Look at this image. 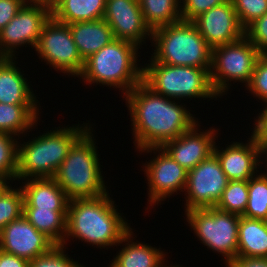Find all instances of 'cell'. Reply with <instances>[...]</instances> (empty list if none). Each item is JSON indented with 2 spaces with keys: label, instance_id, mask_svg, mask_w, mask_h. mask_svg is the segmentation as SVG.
<instances>
[{
  "label": "cell",
  "instance_id": "6da1fadb",
  "mask_svg": "<svg viewBox=\"0 0 267 267\" xmlns=\"http://www.w3.org/2000/svg\"><path fill=\"white\" fill-rule=\"evenodd\" d=\"M126 97V98H125ZM131 114L138 151L162 147L188 131L197 121L179 102L157 94L140 82L124 96ZM173 100V101H171Z\"/></svg>",
  "mask_w": 267,
  "mask_h": 267
},
{
  "label": "cell",
  "instance_id": "7a4b0ae2",
  "mask_svg": "<svg viewBox=\"0 0 267 267\" xmlns=\"http://www.w3.org/2000/svg\"><path fill=\"white\" fill-rule=\"evenodd\" d=\"M119 214L109 193L97 198L69 200L65 241L73 237L72 240L78 238L100 248L120 245L131 227Z\"/></svg>",
  "mask_w": 267,
  "mask_h": 267
},
{
  "label": "cell",
  "instance_id": "3957f363",
  "mask_svg": "<svg viewBox=\"0 0 267 267\" xmlns=\"http://www.w3.org/2000/svg\"><path fill=\"white\" fill-rule=\"evenodd\" d=\"M91 128L74 142L53 176L69 200L97 198L108 193Z\"/></svg>",
  "mask_w": 267,
  "mask_h": 267
},
{
  "label": "cell",
  "instance_id": "277c9868",
  "mask_svg": "<svg viewBox=\"0 0 267 267\" xmlns=\"http://www.w3.org/2000/svg\"><path fill=\"white\" fill-rule=\"evenodd\" d=\"M138 50L134 43L114 39L84 61L79 77L84 83L120 88L125 96L142 82L143 66L136 64Z\"/></svg>",
  "mask_w": 267,
  "mask_h": 267
},
{
  "label": "cell",
  "instance_id": "5b68a950",
  "mask_svg": "<svg viewBox=\"0 0 267 267\" xmlns=\"http://www.w3.org/2000/svg\"><path fill=\"white\" fill-rule=\"evenodd\" d=\"M89 127L57 128L18 144L17 180L53 178L71 146Z\"/></svg>",
  "mask_w": 267,
  "mask_h": 267
},
{
  "label": "cell",
  "instance_id": "8992f818",
  "mask_svg": "<svg viewBox=\"0 0 267 267\" xmlns=\"http://www.w3.org/2000/svg\"><path fill=\"white\" fill-rule=\"evenodd\" d=\"M155 50L151 58L174 66L210 68L212 48L191 21H179L152 30Z\"/></svg>",
  "mask_w": 267,
  "mask_h": 267
},
{
  "label": "cell",
  "instance_id": "52a82bcc",
  "mask_svg": "<svg viewBox=\"0 0 267 267\" xmlns=\"http://www.w3.org/2000/svg\"><path fill=\"white\" fill-rule=\"evenodd\" d=\"M142 82L169 99L217 98L210 80V68L174 66L157 63L152 58L144 64Z\"/></svg>",
  "mask_w": 267,
  "mask_h": 267
},
{
  "label": "cell",
  "instance_id": "ba28073f",
  "mask_svg": "<svg viewBox=\"0 0 267 267\" xmlns=\"http://www.w3.org/2000/svg\"><path fill=\"white\" fill-rule=\"evenodd\" d=\"M186 220L201 243L224 257L227 266L237 257L240 215L216 207L185 212Z\"/></svg>",
  "mask_w": 267,
  "mask_h": 267
},
{
  "label": "cell",
  "instance_id": "9c48e42d",
  "mask_svg": "<svg viewBox=\"0 0 267 267\" xmlns=\"http://www.w3.org/2000/svg\"><path fill=\"white\" fill-rule=\"evenodd\" d=\"M262 53L245 36L240 40L212 49L210 80L220 97L229 89V80L248 85ZM227 82V83H226Z\"/></svg>",
  "mask_w": 267,
  "mask_h": 267
},
{
  "label": "cell",
  "instance_id": "30bf717a",
  "mask_svg": "<svg viewBox=\"0 0 267 267\" xmlns=\"http://www.w3.org/2000/svg\"><path fill=\"white\" fill-rule=\"evenodd\" d=\"M39 59L46 61L56 71L79 77L83 71L82 60L70 28L52 16L45 23L35 47Z\"/></svg>",
  "mask_w": 267,
  "mask_h": 267
},
{
  "label": "cell",
  "instance_id": "8fae6325",
  "mask_svg": "<svg viewBox=\"0 0 267 267\" xmlns=\"http://www.w3.org/2000/svg\"><path fill=\"white\" fill-rule=\"evenodd\" d=\"M228 178L213 153L195 168L188 171L185 187V212L212 208L217 205L228 185Z\"/></svg>",
  "mask_w": 267,
  "mask_h": 267
},
{
  "label": "cell",
  "instance_id": "7c38bea8",
  "mask_svg": "<svg viewBox=\"0 0 267 267\" xmlns=\"http://www.w3.org/2000/svg\"><path fill=\"white\" fill-rule=\"evenodd\" d=\"M51 16V10L45 4L26 2L0 31V57H15V50L22 45L35 48Z\"/></svg>",
  "mask_w": 267,
  "mask_h": 267
},
{
  "label": "cell",
  "instance_id": "4fadbf2b",
  "mask_svg": "<svg viewBox=\"0 0 267 267\" xmlns=\"http://www.w3.org/2000/svg\"><path fill=\"white\" fill-rule=\"evenodd\" d=\"M140 151L148 153L158 151L159 153L152 158L153 160L144 164L145 170L143 171L146 172L148 180V204H151L150 206L158 205L166 197H170L177 191L185 190L188 172L171 158L162 147H150Z\"/></svg>",
  "mask_w": 267,
  "mask_h": 267
},
{
  "label": "cell",
  "instance_id": "5bb4252c",
  "mask_svg": "<svg viewBox=\"0 0 267 267\" xmlns=\"http://www.w3.org/2000/svg\"><path fill=\"white\" fill-rule=\"evenodd\" d=\"M191 22L212 49L234 43L245 36L232 0L212 7Z\"/></svg>",
  "mask_w": 267,
  "mask_h": 267
},
{
  "label": "cell",
  "instance_id": "9a60e30c",
  "mask_svg": "<svg viewBox=\"0 0 267 267\" xmlns=\"http://www.w3.org/2000/svg\"><path fill=\"white\" fill-rule=\"evenodd\" d=\"M115 39L134 43L139 48L144 39H152L145 23L139 0H106L104 17ZM148 36V37H147Z\"/></svg>",
  "mask_w": 267,
  "mask_h": 267
},
{
  "label": "cell",
  "instance_id": "2e32d148",
  "mask_svg": "<svg viewBox=\"0 0 267 267\" xmlns=\"http://www.w3.org/2000/svg\"><path fill=\"white\" fill-rule=\"evenodd\" d=\"M56 244L39 232L22 214L0 231V250L31 261Z\"/></svg>",
  "mask_w": 267,
  "mask_h": 267
},
{
  "label": "cell",
  "instance_id": "e0dca14e",
  "mask_svg": "<svg viewBox=\"0 0 267 267\" xmlns=\"http://www.w3.org/2000/svg\"><path fill=\"white\" fill-rule=\"evenodd\" d=\"M196 122L188 131L166 142L162 148L187 172L195 168L213 154L216 133L215 128L199 132Z\"/></svg>",
  "mask_w": 267,
  "mask_h": 267
},
{
  "label": "cell",
  "instance_id": "ac0fdd59",
  "mask_svg": "<svg viewBox=\"0 0 267 267\" xmlns=\"http://www.w3.org/2000/svg\"><path fill=\"white\" fill-rule=\"evenodd\" d=\"M213 153L217 156L221 168L229 181H246L259 172L260 163L259 145L251 135L248 143L232 142L225 150L214 146Z\"/></svg>",
  "mask_w": 267,
  "mask_h": 267
},
{
  "label": "cell",
  "instance_id": "d6986e66",
  "mask_svg": "<svg viewBox=\"0 0 267 267\" xmlns=\"http://www.w3.org/2000/svg\"><path fill=\"white\" fill-rule=\"evenodd\" d=\"M20 188L23 192V208L68 209L69 199L53 178L28 179Z\"/></svg>",
  "mask_w": 267,
  "mask_h": 267
},
{
  "label": "cell",
  "instance_id": "ffe728a7",
  "mask_svg": "<svg viewBox=\"0 0 267 267\" xmlns=\"http://www.w3.org/2000/svg\"><path fill=\"white\" fill-rule=\"evenodd\" d=\"M10 57H0V103L13 105H37L33 91L24 74Z\"/></svg>",
  "mask_w": 267,
  "mask_h": 267
},
{
  "label": "cell",
  "instance_id": "44dd1931",
  "mask_svg": "<svg viewBox=\"0 0 267 267\" xmlns=\"http://www.w3.org/2000/svg\"><path fill=\"white\" fill-rule=\"evenodd\" d=\"M68 26L83 61L115 39L104 18L71 23Z\"/></svg>",
  "mask_w": 267,
  "mask_h": 267
},
{
  "label": "cell",
  "instance_id": "7402d4cb",
  "mask_svg": "<svg viewBox=\"0 0 267 267\" xmlns=\"http://www.w3.org/2000/svg\"><path fill=\"white\" fill-rule=\"evenodd\" d=\"M132 230L122 238V242L128 243L113 258L109 267H163L166 253L151 245L133 242Z\"/></svg>",
  "mask_w": 267,
  "mask_h": 267
},
{
  "label": "cell",
  "instance_id": "603a6c76",
  "mask_svg": "<svg viewBox=\"0 0 267 267\" xmlns=\"http://www.w3.org/2000/svg\"><path fill=\"white\" fill-rule=\"evenodd\" d=\"M237 257L267 258V221L240 216Z\"/></svg>",
  "mask_w": 267,
  "mask_h": 267
},
{
  "label": "cell",
  "instance_id": "cb8c5ba5",
  "mask_svg": "<svg viewBox=\"0 0 267 267\" xmlns=\"http://www.w3.org/2000/svg\"><path fill=\"white\" fill-rule=\"evenodd\" d=\"M106 0H62L52 10V17L64 24L94 21L104 17Z\"/></svg>",
  "mask_w": 267,
  "mask_h": 267
},
{
  "label": "cell",
  "instance_id": "d4e9b609",
  "mask_svg": "<svg viewBox=\"0 0 267 267\" xmlns=\"http://www.w3.org/2000/svg\"><path fill=\"white\" fill-rule=\"evenodd\" d=\"M23 215L39 232L44 233L56 245H62L66 249L67 211L23 208Z\"/></svg>",
  "mask_w": 267,
  "mask_h": 267
},
{
  "label": "cell",
  "instance_id": "484cf974",
  "mask_svg": "<svg viewBox=\"0 0 267 267\" xmlns=\"http://www.w3.org/2000/svg\"><path fill=\"white\" fill-rule=\"evenodd\" d=\"M39 107L37 105H13L0 103V132L15 137L25 135L29 129L38 123Z\"/></svg>",
  "mask_w": 267,
  "mask_h": 267
},
{
  "label": "cell",
  "instance_id": "4316f807",
  "mask_svg": "<svg viewBox=\"0 0 267 267\" xmlns=\"http://www.w3.org/2000/svg\"><path fill=\"white\" fill-rule=\"evenodd\" d=\"M180 0H139L145 23L151 30L182 20Z\"/></svg>",
  "mask_w": 267,
  "mask_h": 267
},
{
  "label": "cell",
  "instance_id": "83f0119b",
  "mask_svg": "<svg viewBox=\"0 0 267 267\" xmlns=\"http://www.w3.org/2000/svg\"><path fill=\"white\" fill-rule=\"evenodd\" d=\"M248 204L242 216L267 221V173L248 180Z\"/></svg>",
  "mask_w": 267,
  "mask_h": 267
},
{
  "label": "cell",
  "instance_id": "f1b7e54d",
  "mask_svg": "<svg viewBox=\"0 0 267 267\" xmlns=\"http://www.w3.org/2000/svg\"><path fill=\"white\" fill-rule=\"evenodd\" d=\"M248 198V180L229 181L215 207L219 210L242 216L246 210Z\"/></svg>",
  "mask_w": 267,
  "mask_h": 267
},
{
  "label": "cell",
  "instance_id": "f546056e",
  "mask_svg": "<svg viewBox=\"0 0 267 267\" xmlns=\"http://www.w3.org/2000/svg\"><path fill=\"white\" fill-rule=\"evenodd\" d=\"M18 144L13 135L0 132V177L17 180Z\"/></svg>",
  "mask_w": 267,
  "mask_h": 267
},
{
  "label": "cell",
  "instance_id": "4dcf8cb0",
  "mask_svg": "<svg viewBox=\"0 0 267 267\" xmlns=\"http://www.w3.org/2000/svg\"><path fill=\"white\" fill-rule=\"evenodd\" d=\"M23 214V192L10 186L0 196V231Z\"/></svg>",
  "mask_w": 267,
  "mask_h": 267
},
{
  "label": "cell",
  "instance_id": "1f68e13d",
  "mask_svg": "<svg viewBox=\"0 0 267 267\" xmlns=\"http://www.w3.org/2000/svg\"><path fill=\"white\" fill-rule=\"evenodd\" d=\"M232 3L244 29L267 12V0H232Z\"/></svg>",
  "mask_w": 267,
  "mask_h": 267
},
{
  "label": "cell",
  "instance_id": "d6a6232c",
  "mask_svg": "<svg viewBox=\"0 0 267 267\" xmlns=\"http://www.w3.org/2000/svg\"><path fill=\"white\" fill-rule=\"evenodd\" d=\"M67 255L64 246L55 245L49 252L29 261L28 267H78L80 265Z\"/></svg>",
  "mask_w": 267,
  "mask_h": 267
},
{
  "label": "cell",
  "instance_id": "836d02e7",
  "mask_svg": "<svg viewBox=\"0 0 267 267\" xmlns=\"http://www.w3.org/2000/svg\"><path fill=\"white\" fill-rule=\"evenodd\" d=\"M245 87L252 95L267 103V53H262L258 58L251 80Z\"/></svg>",
  "mask_w": 267,
  "mask_h": 267
},
{
  "label": "cell",
  "instance_id": "e575fe53",
  "mask_svg": "<svg viewBox=\"0 0 267 267\" xmlns=\"http://www.w3.org/2000/svg\"><path fill=\"white\" fill-rule=\"evenodd\" d=\"M181 18L183 21H192L200 14L219 6L229 0H180Z\"/></svg>",
  "mask_w": 267,
  "mask_h": 267
},
{
  "label": "cell",
  "instance_id": "d590c367",
  "mask_svg": "<svg viewBox=\"0 0 267 267\" xmlns=\"http://www.w3.org/2000/svg\"><path fill=\"white\" fill-rule=\"evenodd\" d=\"M245 37L261 53H267V12L245 29Z\"/></svg>",
  "mask_w": 267,
  "mask_h": 267
},
{
  "label": "cell",
  "instance_id": "8d00e7d4",
  "mask_svg": "<svg viewBox=\"0 0 267 267\" xmlns=\"http://www.w3.org/2000/svg\"><path fill=\"white\" fill-rule=\"evenodd\" d=\"M25 3L24 0H0V31L12 20Z\"/></svg>",
  "mask_w": 267,
  "mask_h": 267
},
{
  "label": "cell",
  "instance_id": "74e56055",
  "mask_svg": "<svg viewBox=\"0 0 267 267\" xmlns=\"http://www.w3.org/2000/svg\"><path fill=\"white\" fill-rule=\"evenodd\" d=\"M265 106V109L263 108V111L259 113L254 123L255 127H253L252 136L255 141H267V103Z\"/></svg>",
  "mask_w": 267,
  "mask_h": 267
},
{
  "label": "cell",
  "instance_id": "f35d334b",
  "mask_svg": "<svg viewBox=\"0 0 267 267\" xmlns=\"http://www.w3.org/2000/svg\"><path fill=\"white\" fill-rule=\"evenodd\" d=\"M226 267H267V258L236 257Z\"/></svg>",
  "mask_w": 267,
  "mask_h": 267
},
{
  "label": "cell",
  "instance_id": "ab89813d",
  "mask_svg": "<svg viewBox=\"0 0 267 267\" xmlns=\"http://www.w3.org/2000/svg\"><path fill=\"white\" fill-rule=\"evenodd\" d=\"M29 261L2 251V267H28Z\"/></svg>",
  "mask_w": 267,
  "mask_h": 267
},
{
  "label": "cell",
  "instance_id": "60d3db41",
  "mask_svg": "<svg viewBox=\"0 0 267 267\" xmlns=\"http://www.w3.org/2000/svg\"><path fill=\"white\" fill-rule=\"evenodd\" d=\"M256 142L259 145L260 155H261L260 157L263 158L262 154L263 155L265 154V156H264V157H266L265 162H267V141H256ZM265 168H267V167H265ZM266 173H267V171H266Z\"/></svg>",
  "mask_w": 267,
  "mask_h": 267
},
{
  "label": "cell",
  "instance_id": "b9f144b4",
  "mask_svg": "<svg viewBox=\"0 0 267 267\" xmlns=\"http://www.w3.org/2000/svg\"><path fill=\"white\" fill-rule=\"evenodd\" d=\"M9 179L0 177V196L10 187L8 184L10 183Z\"/></svg>",
  "mask_w": 267,
  "mask_h": 267
},
{
  "label": "cell",
  "instance_id": "7bdbcfd3",
  "mask_svg": "<svg viewBox=\"0 0 267 267\" xmlns=\"http://www.w3.org/2000/svg\"><path fill=\"white\" fill-rule=\"evenodd\" d=\"M62 0H45V5L52 10Z\"/></svg>",
  "mask_w": 267,
  "mask_h": 267
},
{
  "label": "cell",
  "instance_id": "ee69618b",
  "mask_svg": "<svg viewBox=\"0 0 267 267\" xmlns=\"http://www.w3.org/2000/svg\"><path fill=\"white\" fill-rule=\"evenodd\" d=\"M25 2L29 3H43L45 4V0H24Z\"/></svg>",
  "mask_w": 267,
  "mask_h": 267
},
{
  "label": "cell",
  "instance_id": "f6af8a7d",
  "mask_svg": "<svg viewBox=\"0 0 267 267\" xmlns=\"http://www.w3.org/2000/svg\"><path fill=\"white\" fill-rule=\"evenodd\" d=\"M0 267H2V251L0 250Z\"/></svg>",
  "mask_w": 267,
  "mask_h": 267
},
{
  "label": "cell",
  "instance_id": "bcb514c9",
  "mask_svg": "<svg viewBox=\"0 0 267 267\" xmlns=\"http://www.w3.org/2000/svg\"><path fill=\"white\" fill-rule=\"evenodd\" d=\"M163 267H179V265H174V266H167V264H165ZM180 267H182V266H180Z\"/></svg>",
  "mask_w": 267,
  "mask_h": 267
}]
</instances>
